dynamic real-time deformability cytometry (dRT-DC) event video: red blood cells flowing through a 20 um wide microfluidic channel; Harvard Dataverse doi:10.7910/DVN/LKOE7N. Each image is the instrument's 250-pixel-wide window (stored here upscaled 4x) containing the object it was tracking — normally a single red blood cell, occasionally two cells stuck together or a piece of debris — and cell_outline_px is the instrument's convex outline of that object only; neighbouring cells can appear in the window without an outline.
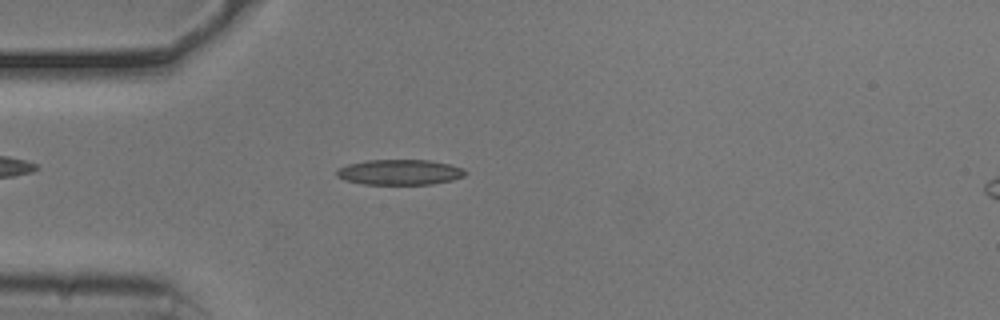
{"species": "common noctule bat (a hibernating species)", "species_latin": "Nyctalus noctula", "temperature_condition": "cold", "stored_images_in_passage": 24, "camera_frame_rate_fps": 3000, "um_per_image_px": 0.085, "animal": {"sex": "male", "body_mass_g": 20.5, "forearm_length_mm": 52.5}, "frame": {"image": 1, "passage_image": 14, "time_ms": 4.333, "image_size_px": [1000, 320], "cell_outline_px": [[468, 172], [464, 176], [452, 180], [432, 184], [364, 184], [344, 180], [336, 176], [336, 172], [340, 168], [348, 164], [368, 160], [432, 160], [464, 168]], "centroid_in_image_um": [34.0, 14.63], "position_along_channel_um": 51.0, "area_um2": 19.02}}
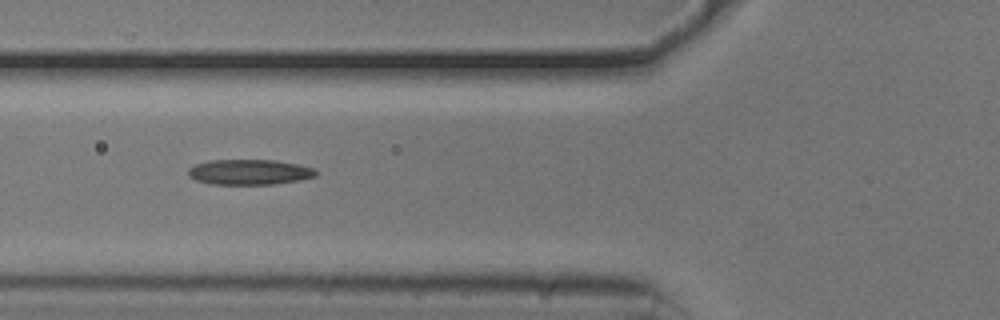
{"frame": {"image": 2, "passage_image": 19, "time_ms": 6.0, "image_size_px": [1000, 320], "cell_outline_px": [[316, 176], [300, 180], [272, 184], [212, 184], [196, 180], [188, 176], [188, 168], [196, 164], [208, 160], [276, 160], [296, 164], [312, 168], [316, 172]], "centroid_in_image_um": [21.16, 14.62], "position_along_channel_um": 104.6, "area_um2": 18.73}}
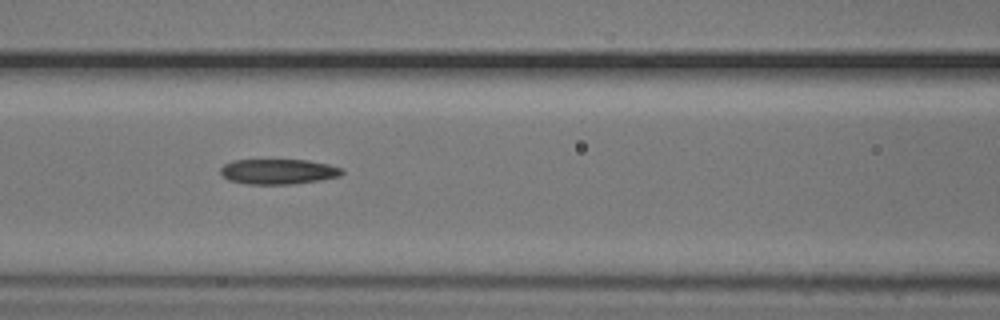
{"frame": {"image": 3, "passage_image": 22, "time_ms": 7.0, "image_size_px": [1000, 320], "cell_outline_px": [[344, 172], [340, 176], [292, 184], [248, 184], [228, 180], [220, 172], [220, 168], [224, 164], [232, 160], [308, 160], [328, 164], [344, 168]], "centroid_in_image_um": [23.65, 14.57], "position_along_channel_um": 143.0, "area_um2": 17.8}}